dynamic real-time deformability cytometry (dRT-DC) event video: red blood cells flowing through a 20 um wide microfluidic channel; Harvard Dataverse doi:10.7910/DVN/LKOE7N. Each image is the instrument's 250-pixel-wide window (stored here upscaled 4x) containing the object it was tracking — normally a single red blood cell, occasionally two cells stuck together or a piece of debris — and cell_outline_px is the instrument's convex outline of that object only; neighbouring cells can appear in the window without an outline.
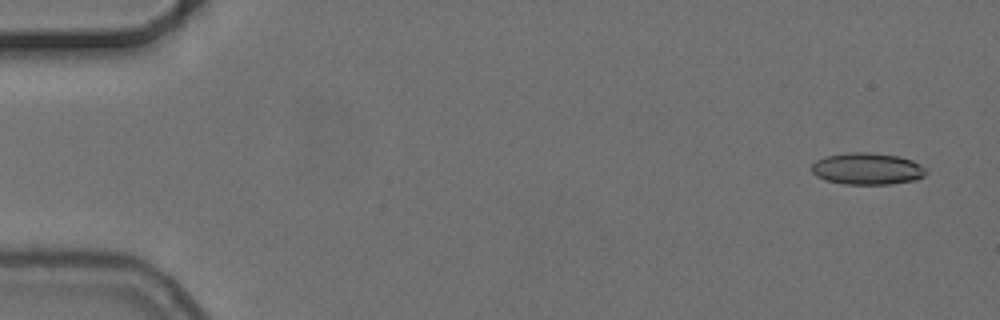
{"species": "common noctule bat (a hibernating species)", "species_latin": "Nyctalus noctula", "temperature_condition": "cold", "stored_images_in_passage": 5, "camera_frame_rate_fps": 3000, "um_per_image_px": 0.085, "animal": {"sex": "female", "body_mass_g": 24.6, "forearm_length_mm": 56.2}, "frame": {"image": 1, "passage_image": 1, "time_ms": 0.0, "image_size_px": [1000, 320], "cell_outline_px": [[928, 172], [924, 176], [916, 180], [892, 184], [844, 184], [828, 180], [816, 176], [812, 172], [812, 164], [816, 160], [824, 156], [848, 152], [868, 152], [900, 156], [912, 160], [928, 168]], "centroid_in_image_um": [73.76, 14.33], "position_along_channel_um": 11.2, "area_um2": 21.44}}
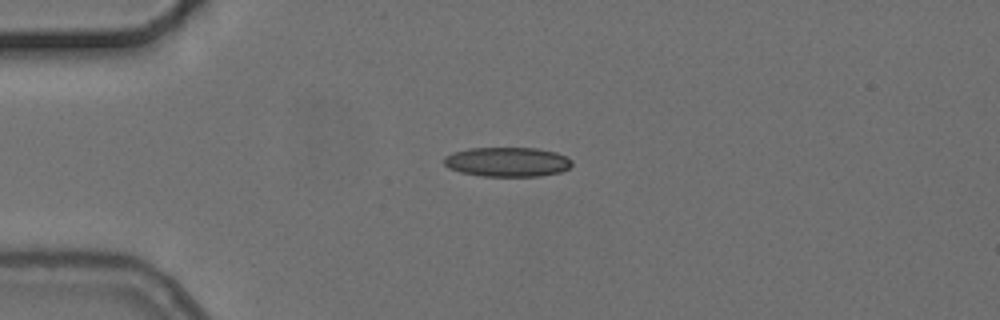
{"frame": {"image": 2, "passage_image": 4, "time_ms": 3.667, "image_size_px": [1000, 320], "cell_outline_px": [[572, 164], [568, 168], [560, 172], [540, 176], [480, 176], [460, 172], [448, 168], [444, 164], [444, 156], [452, 152], [468, 148], [536, 148], [556, 152], [568, 156], [572, 160]], "centroid_in_image_um": [43.11, 13.76], "position_along_channel_um": 41.9, "area_um2": 22.2}}